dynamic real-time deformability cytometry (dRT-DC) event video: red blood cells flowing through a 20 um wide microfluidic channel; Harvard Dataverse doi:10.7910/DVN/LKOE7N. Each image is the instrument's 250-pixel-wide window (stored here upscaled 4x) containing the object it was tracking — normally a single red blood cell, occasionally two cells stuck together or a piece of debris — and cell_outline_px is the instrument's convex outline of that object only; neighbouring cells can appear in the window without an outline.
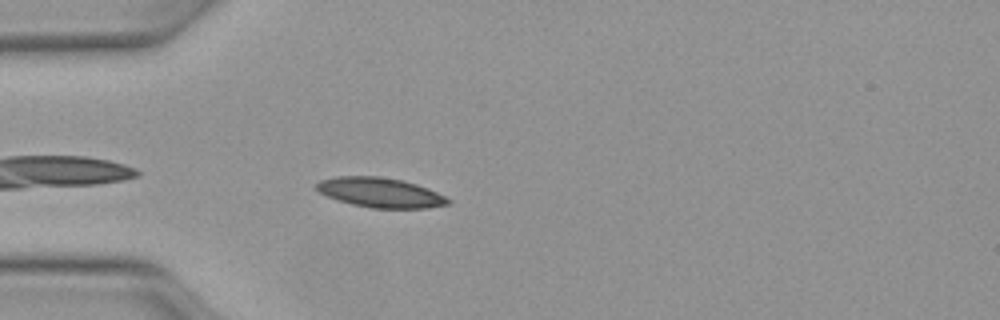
{"species": "Egyptian fruit bat (a non-hibernating species)", "species_latin": "Rousettus aegyptiacus", "temperature_condition": "warm", "stored_images_in_passage": 29, "camera_frame_rate_fps": 3000, "um_per_image_px": 0.085, "animal": {"sex": "female"}, "frame": {"image": 1, "passage_image": 3, "time_ms": 0.667, "image_size_px": [1000, 320], "cell_outline_px": [[452, 200], [448, 204], [428, 208], [372, 208], [352, 204], [328, 196], [320, 192], [316, 188], [316, 184], [320, 180], [336, 176], [380, 176], [400, 180], [416, 184], [428, 188]], "centroid_in_image_um": [32.34, 16.36], "position_along_channel_um": 52.7, "area_um2": 22.6}}
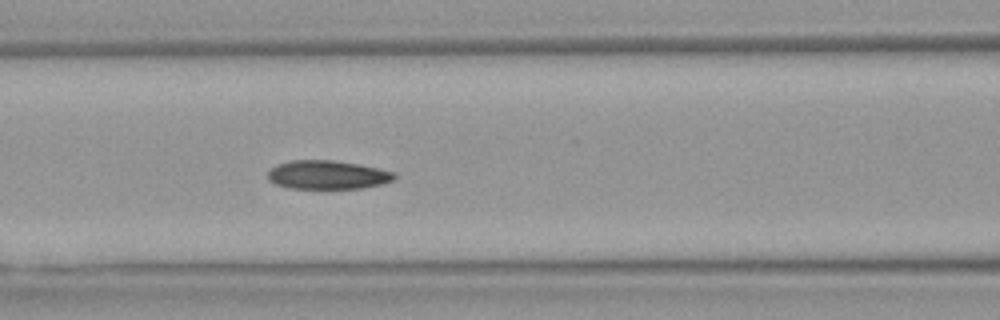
{"frame": {"image": 2, "passage_image": 10, "time_ms": 3.0, "image_size_px": [1000, 320], "cell_outline_px": [[396, 176], [392, 180], [380, 184], [360, 188], [288, 188], [276, 184], [268, 180], [268, 172], [276, 164], [292, 160], [332, 160], [360, 164], [380, 168], [396, 172]], "centroid_in_image_um": [27.84, 14.85], "position_along_channel_um": 138.8, "area_um2": 21.15}}
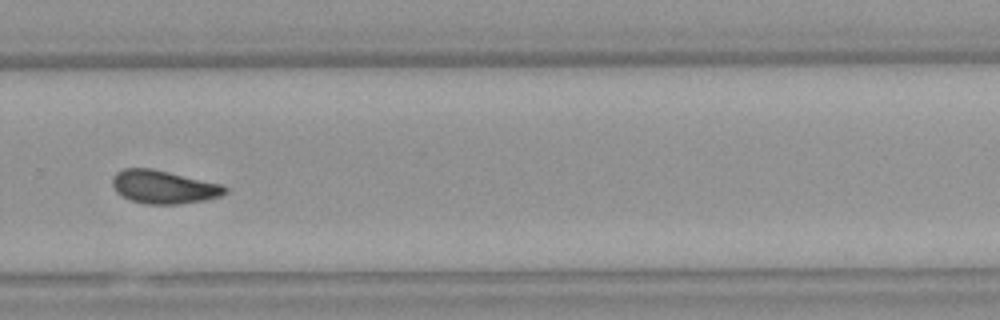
{"frame": {"image": 3, "passage_image": 23, "time_ms": 7.333, "image_size_px": [1000, 320], "cell_outline_px": [[228, 192], [220, 196], [208, 200], [180, 204], [144, 204], [132, 200], [116, 192], [112, 184], [112, 176], [116, 172], [124, 168], [152, 168], [224, 184], [228, 188]], "centroid_in_image_um": [13.96, 15.89], "position_along_channel_um": 315.8, "area_um2": 22.14}, "authors_computed_cell_mechanics": {"area_um2": 21.7906, "velocity_mm_per_s": 4.1066, "shape_relaxation_time_tau1_ms": 7.1493, "shape_relaxation_time_tau2_ms": 3.51, "deformation_change_tau1": 0.1417, "deformation_change_tau2": 0.0941}}